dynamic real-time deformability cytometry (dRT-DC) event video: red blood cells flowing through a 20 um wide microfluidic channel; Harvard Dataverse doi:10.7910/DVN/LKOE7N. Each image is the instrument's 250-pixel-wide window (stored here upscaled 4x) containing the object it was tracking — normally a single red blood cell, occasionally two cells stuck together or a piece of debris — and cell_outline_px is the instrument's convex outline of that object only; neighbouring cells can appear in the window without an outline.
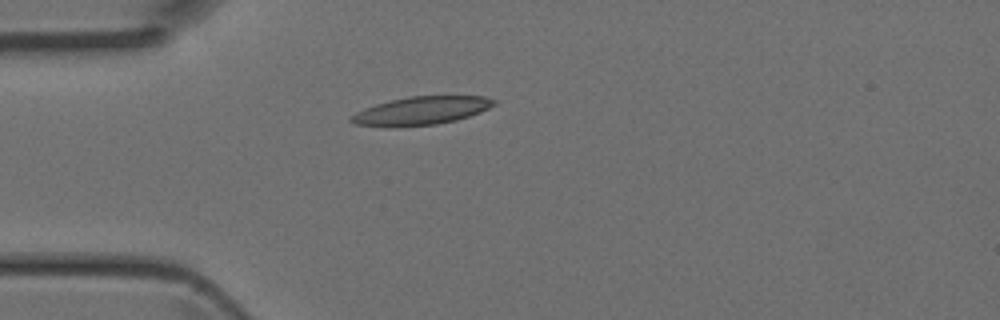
{"species": "Egyptian fruit bat (a non-hibernating species)", "species_latin": "Rousettus aegyptiacus", "temperature_condition": "room temperature", "stored_images_in_passage": 4, "camera_frame_rate_fps": 3000, "um_per_image_px": 0.085, "animal": {"sex": "female"}, "frame": {"image": 1, "passage_image": 4, "time_ms": 1.0, "image_size_px": [1000, 320], "cell_outline_px": [[496, 104], [480, 112], [456, 120], [436, 124], [356, 124], [348, 120], [356, 112], [364, 108], [376, 104], [408, 96], [484, 96], [496, 100]], "centroid_in_image_um": [35.9, 9.35], "position_along_channel_um": 49.1, "area_um2": 22.37}}